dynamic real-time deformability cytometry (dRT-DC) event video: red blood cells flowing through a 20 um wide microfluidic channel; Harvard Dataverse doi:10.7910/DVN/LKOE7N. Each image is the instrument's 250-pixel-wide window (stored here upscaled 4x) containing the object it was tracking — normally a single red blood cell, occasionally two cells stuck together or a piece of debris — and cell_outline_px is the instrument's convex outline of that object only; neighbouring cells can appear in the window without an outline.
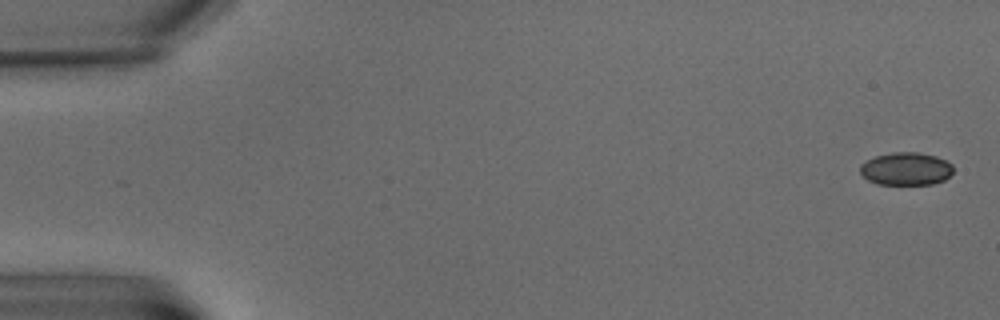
{"species": "common noctule bat (a hibernating species)", "species_latin": "Nyctalus noctula", "temperature_condition": "warm", "stored_images_in_passage": 7, "camera_frame_rate_fps": 3000, "um_per_image_px": 0.085, "animal": {"sex": "male", "body_mass_g": 15.6}, "frame": {"image": 1, "passage_image": 1, "time_ms": 0.0, "image_size_px": [1000, 320], "cell_outline_px": [[952, 172], [944, 180], [932, 184], [876, 184], [868, 180], [860, 172], [860, 164], [876, 156], [892, 152], [920, 152], [936, 156], [952, 164]], "centroid_in_image_um": [77.0, 14.34], "position_along_channel_um": 8.0, "area_um2": 17.74}}
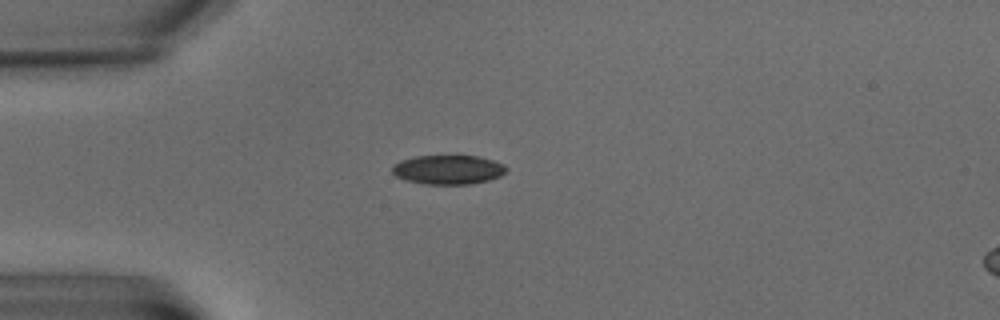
{"frame": {"image": 2, "passage_image": 6, "time_ms": 6.0, "image_size_px": [1000, 320], "cell_outline_px": [[508, 168], [500, 176], [488, 180], [468, 184], [424, 184], [404, 180], [396, 176], [392, 172], [392, 164], [400, 160], [416, 156], [480, 156], [504, 164]], "centroid_in_image_um": [38.06, 14.42], "position_along_channel_um": 46.9, "area_um2": 19.48}}